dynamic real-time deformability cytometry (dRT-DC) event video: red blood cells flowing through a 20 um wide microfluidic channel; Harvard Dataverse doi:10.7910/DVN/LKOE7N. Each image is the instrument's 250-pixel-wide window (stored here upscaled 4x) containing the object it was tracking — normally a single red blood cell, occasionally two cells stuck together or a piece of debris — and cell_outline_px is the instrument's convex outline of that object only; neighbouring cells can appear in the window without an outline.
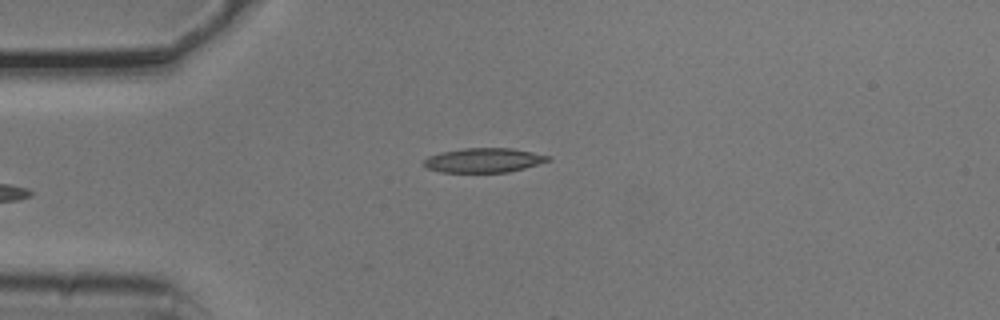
{"species": "common noctule bat (a hibernating species)", "species_latin": "Nyctalus noctula", "temperature_condition": "cold", "stored_images_in_passage": 4, "camera_frame_rate_fps": 3000, "um_per_image_px": 0.085, "animal": {"sex": "male", "body_mass_g": 20.5, "forearm_length_mm": 52.5}, "frame": {"image": 1, "passage_image": 4, "time_ms": 1.0, "image_size_px": [1000, 320], "cell_outline_px": [[552, 160], [524, 168], [508, 172], [440, 172], [428, 168], [420, 164], [428, 156], [440, 152], [464, 148], [512, 148], [552, 156]], "centroid_in_image_um": [41.11, 13.62], "position_along_channel_um": 43.9, "area_um2": 17.8}}